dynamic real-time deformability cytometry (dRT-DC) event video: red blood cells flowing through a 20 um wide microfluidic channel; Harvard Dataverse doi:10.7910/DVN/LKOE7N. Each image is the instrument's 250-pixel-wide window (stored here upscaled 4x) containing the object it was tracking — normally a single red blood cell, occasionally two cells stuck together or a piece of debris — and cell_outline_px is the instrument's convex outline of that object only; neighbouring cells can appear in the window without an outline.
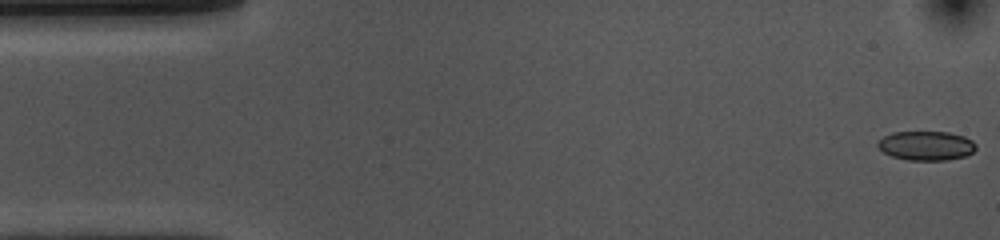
{"species": "common noctule bat (a hibernating species)", "species_latin": "Nyctalus noctula", "temperature_condition": "cold", "stored_images_in_passage": 14, "camera_frame_rate_fps": 3000, "um_per_image_px": 0.085, "animal": {"sex": "female", "body_mass_g": 10.0, "forearm_length_mm": 53.1}, "frame": {"image": 1, "passage_image": 1, "time_ms": 0.0, "image_size_px": [1000, 240], "cell_outline_px": [[976, 148], [972, 152], [964, 156], [948, 160], [908, 160], [892, 156], [884, 152], [876, 144], [884, 136], [892, 132], [948, 132], [964, 136], [972, 140], [976, 144]], "centroid_in_image_um": [78.74, 12.38], "position_along_channel_um": 6.3, "area_um2": 16.65}}